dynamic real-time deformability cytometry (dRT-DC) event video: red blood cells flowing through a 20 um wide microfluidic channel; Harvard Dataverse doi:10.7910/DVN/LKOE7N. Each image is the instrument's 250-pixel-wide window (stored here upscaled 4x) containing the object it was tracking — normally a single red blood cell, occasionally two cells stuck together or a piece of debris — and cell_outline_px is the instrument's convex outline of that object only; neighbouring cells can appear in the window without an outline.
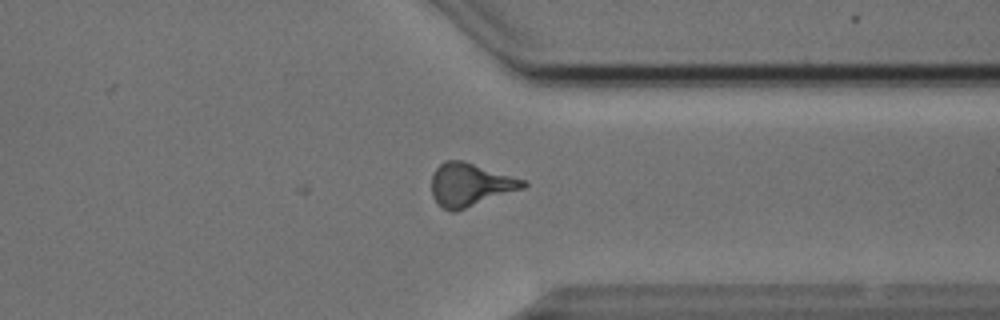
{"species": "Egyptian fruit bat (a non-hibernating species)", "species_latin": "Rousettus aegyptiacus", "temperature_condition": "cold", "stored_images_in_passage": 28, "camera_frame_rate_fps": 3000, "um_per_image_px": 0.085, "animal": {"sex": "male"}, "frame": {"image": 1, "passage_image": 28, "time_ms": 9.0, "image_size_px": [1000, 320], "cell_outline_px": [[528, 184], [524, 188], [456, 212], [452, 212], [444, 208], [432, 196], [432, 176], [436, 168], [444, 160], [460, 160], [524, 180]], "centroid_in_image_um": [39.94, 15.72], "position_along_channel_um": 371.5, "area_um2": 22.6}}